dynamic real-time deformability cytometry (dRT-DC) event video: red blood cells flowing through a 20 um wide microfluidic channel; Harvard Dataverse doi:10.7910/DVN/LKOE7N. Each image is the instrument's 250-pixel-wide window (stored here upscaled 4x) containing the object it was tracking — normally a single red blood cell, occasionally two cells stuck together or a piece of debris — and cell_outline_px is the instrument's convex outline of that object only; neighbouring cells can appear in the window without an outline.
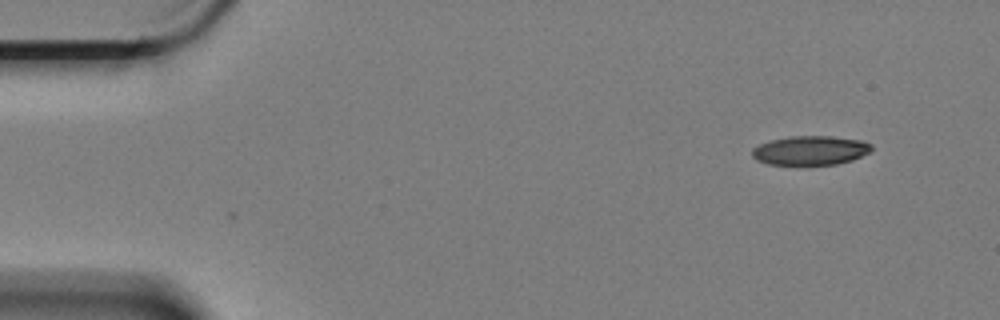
{"species": "Egyptian fruit bat (a non-hibernating species)", "species_latin": "Rousettus aegyptiacus", "temperature_condition": "cold", "stored_images_in_passage": 7, "camera_frame_rate_fps": 3000, "um_per_image_px": 0.085, "animal": {"sex": "female"}, "frame": {"image": 1, "passage_image": 1, "time_ms": 0.0, "image_size_px": [1000, 320], "cell_outline_px": [[872, 152], [852, 160], [836, 164], [768, 164], [756, 160], [752, 156], [752, 148], [768, 140], [788, 136], [832, 136], [860, 140], [872, 144]], "centroid_in_image_um": [68.88, 12.77], "position_along_channel_um": 16.1, "area_um2": 20.4}}